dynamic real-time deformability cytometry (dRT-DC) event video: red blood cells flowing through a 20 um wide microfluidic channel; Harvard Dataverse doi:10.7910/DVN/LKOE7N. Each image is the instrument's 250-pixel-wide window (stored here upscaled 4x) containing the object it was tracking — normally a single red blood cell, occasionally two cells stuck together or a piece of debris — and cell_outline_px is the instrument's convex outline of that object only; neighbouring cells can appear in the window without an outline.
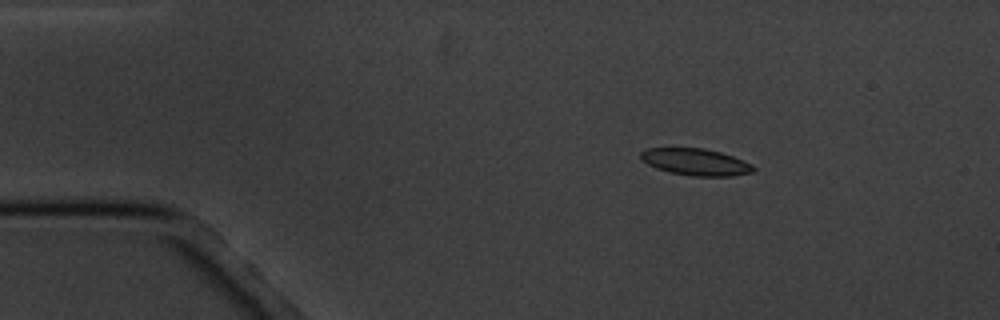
{"species": "common noctule bat (a hibernating species)", "species_latin": "Nyctalus noctula", "temperature_condition": "cold", "stored_images_in_passage": 4, "camera_frame_rate_fps": 3000, "um_per_image_px": 0.085, "animal": {"sex": "male", "body_mass_g": 20.1, "forearm_length_mm": 53.5}, "frame": {"image": 1, "passage_image": 2, "time_ms": 1.333, "image_size_px": [1000, 320], "cell_outline_px": [[756, 168], [752, 172], [732, 176], [692, 176], [668, 172], [656, 168], [648, 164], [640, 156], [640, 152], [648, 148], [704, 148], [720, 152], [732, 156], [752, 164]], "centroid_in_image_um": [59.14, 13.77], "position_along_channel_um": 25.9, "area_um2": 17.51}}